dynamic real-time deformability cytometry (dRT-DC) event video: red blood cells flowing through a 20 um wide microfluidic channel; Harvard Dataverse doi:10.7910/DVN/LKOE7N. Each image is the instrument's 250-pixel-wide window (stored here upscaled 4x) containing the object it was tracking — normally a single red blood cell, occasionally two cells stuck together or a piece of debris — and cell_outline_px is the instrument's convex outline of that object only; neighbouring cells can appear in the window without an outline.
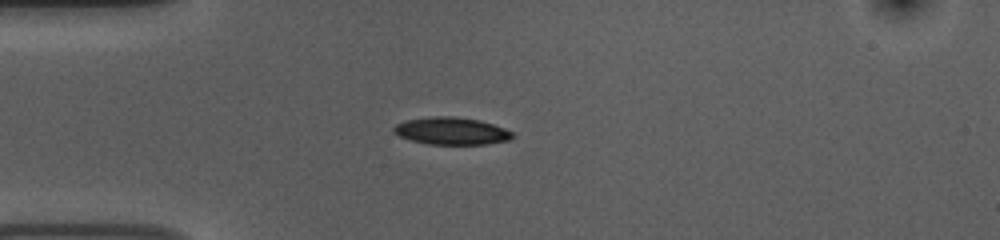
{"species": "common noctule bat (a hibernating species)", "species_latin": "Nyctalus noctula", "temperature_condition": "room temperature", "stored_images_in_passage": 41, "camera_frame_rate_fps": 3000, "um_per_image_px": 0.085, "animal": {"sex": "female", "body_mass_g": 10.0, "forearm_length_mm": 53.1}, "frame": {"image": 1, "passage_image": 1, "time_ms": 0.0, "image_size_px": [1000, 240], "cell_outline_px": [[516, 136], [508, 140], [484, 144], [428, 144], [408, 140], [392, 132], [392, 128], [396, 124], [408, 120], [432, 116], [452, 116], [480, 120], [504, 128], [512, 132]], "centroid_in_image_um": [38.35, 11.13], "position_along_channel_um": 46.6, "area_um2": 18.9}}
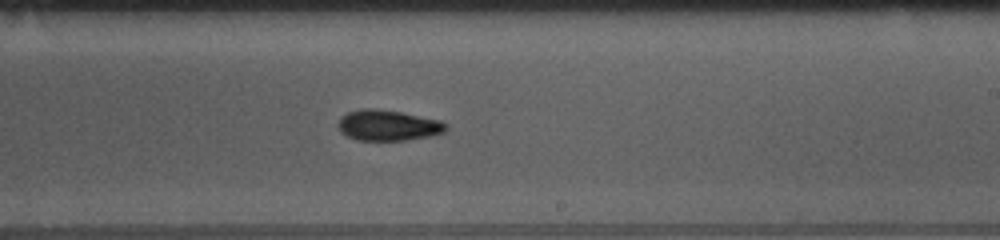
{"frame": {"image": 2, "passage_image": 19, "time_ms": 6.0, "image_size_px": [1000, 240], "cell_outline_px": [[448, 128], [444, 132], [428, 136], [408, 140], [356, 140], [340, 132], [336, 124], [340, 116], [348, 112], [360, 108], [372, 108], [400, 112], [440, 120], [448, 124]], "centroid_in_image_um": [32.94, 10.65], "position_along_channel_um": 256.1, "area_um2": 19.42}}
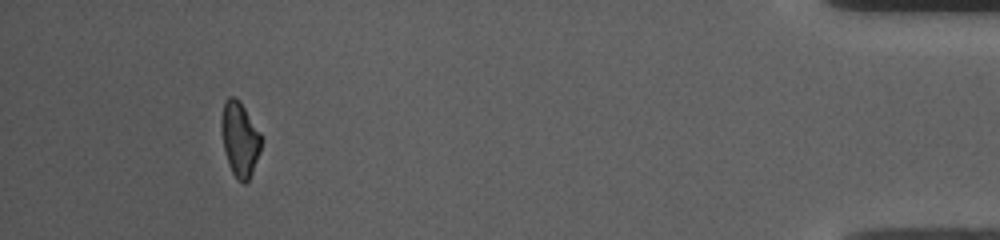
{"frame": {"image": 3, "passage_image": 37, "time_ms": 12.0, "image_size_px": [1000, 240], "cell_outline_px": [[264, 140], [260, 152], [252, 172], [248, 180], [244, 184], [236, 180], [228, 164], [224, 152], [220, 124], [220, 116], [224, 100], [228, 96], [236, 96], [240, 100], [260, 132]], "centroid_in_image_um": [20.37, 11.79], "position_along_channel_um": 414.8, "area_um2": 17.92}, "authors_computed_cell_mechanics": {"area_um2": 18.6116, "velocity_mm_per_s": 3.7392, "shape_relaxation_time_tau1_ms": 2.7348, "shape_relaxation_time_tau2_ms": 3.1518, "deformation_change_tau1": 0.123, "deformation_change_tau2": 0.0908}}